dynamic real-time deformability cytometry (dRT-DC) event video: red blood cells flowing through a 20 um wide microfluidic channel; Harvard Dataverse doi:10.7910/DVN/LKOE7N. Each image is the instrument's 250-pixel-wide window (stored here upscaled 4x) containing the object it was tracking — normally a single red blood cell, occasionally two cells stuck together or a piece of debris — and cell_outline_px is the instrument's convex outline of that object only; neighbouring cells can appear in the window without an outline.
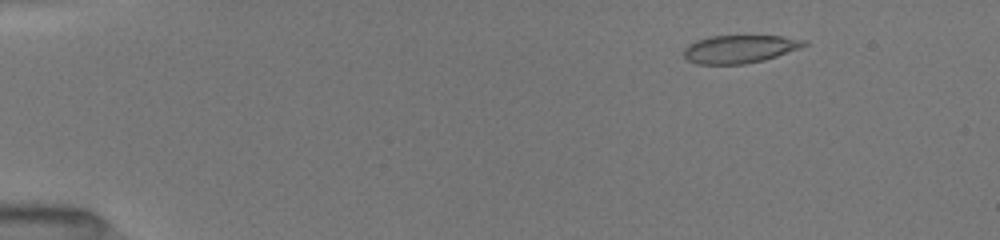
{"species": "common noctule bat (a hibernating species)", "species_latin": "Nyctalus noctula", "temperature_condition": "room temperature", "stored_images_in_passage": 67, "camera_frame_rate_fps": 3000, "um_per_image_px": 0.085, "animal": {"sex": "female", "body_mass_g": 19.5, "forearm_length_mm": 54.1}, "frame": {"image": 1, "passage_image": 7, "time_ms": 1.333, "image_size_px": [1000, 240], "cell_outline_px": [[808, 44], [800, 48], [764, 60], [744, 64], [696, 64], [688, 60], [684, 56], [684, 48], [688, 44], [696, 40], [712, 36], [784, 36], [808, 40]], "centroid_in_image_um": [62.88, 4.16], "position_along_channel_um": 22.1, "area_um2": 19.65}}
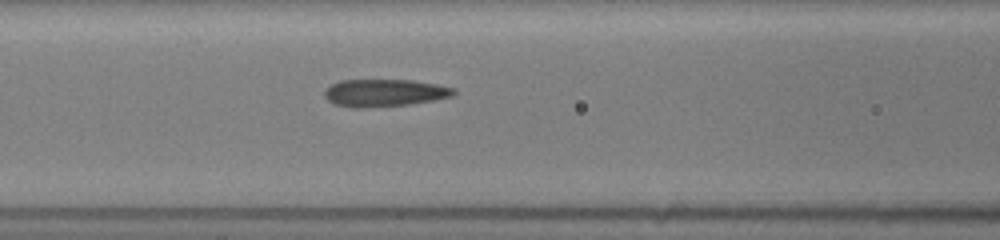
{"frame": {"image": 2, "passage_image": 28, "time_ms": 6.667, "image_size_px": [1000, 240], "cell_outline_px": [[456, 92], [452, 96], [432, 100], [408, 104], [364, 108], [352, 108], [332, 104], [324, 96], [324, 92], [332, 84], [340, 80], [412, 80], [436, 84], [456, 88]], "centroid_in_image_um": [32.65, 7.89], "position_along_channel_um": 133.9, "area_um2": 20.63}}
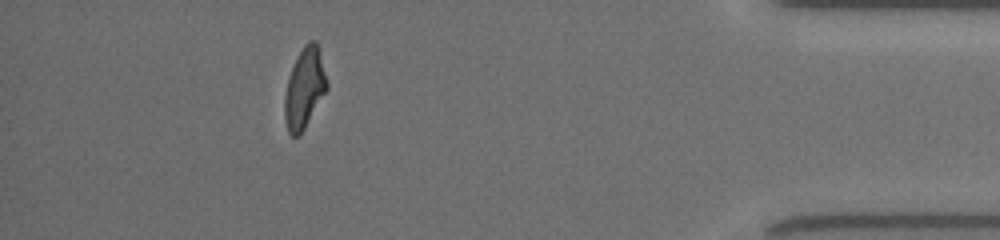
{"frame": {"image": 3, "passage_image": 58, "time_ms": 14.667, "image_size_px": [1000, 240], "cell_outline_px": [[328, 88], [300, 136], [292, 136], [288, 132], [284, 116], [284, 96], [288, 76], [304, 44], [308, 40], [316, 40], [328, 84]], "centroid_in_image_um": [25.87, 7.52], "position_along_channel_um": 409.3, "area_um2": 19.65}, "authors_computed_cell_mechanics": {"area_um2": 20.6346, "velocity_mm_per_s": 4.0046, "shape_relaxation_time_tau1_ms": null, "shape_relaxation_time_tau2_ms": 1.5441, "deformation_change_tau1": null, "deformation_change_tau2": 0.0911}}